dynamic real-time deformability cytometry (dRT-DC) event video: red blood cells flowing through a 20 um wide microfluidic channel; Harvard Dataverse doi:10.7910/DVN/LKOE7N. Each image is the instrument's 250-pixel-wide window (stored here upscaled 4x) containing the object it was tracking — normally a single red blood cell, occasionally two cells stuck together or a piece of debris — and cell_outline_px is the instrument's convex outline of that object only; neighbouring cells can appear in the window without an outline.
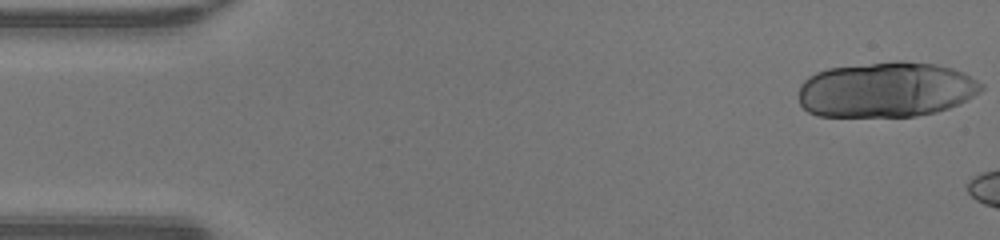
{"species": "human", "species_latin": "Homo sapiens", "temperature_condition": "warm", "stored_images_in_passage": 7, "camera_frame_rate_fps": 3000, "um_per_image_px": 0.085, "donor": {"sex": "male"}, "frame": {"image": 1, "passage_image": 1, "time_ms": 0.0, "image_size_px": [1000, 240], "cell_outline_px": [[984, 88], [980, 92], [948, 108], [936, 112], [916, 116], [816, 116], [808, 112], [800, 104], [800, 84], [804, 80], [816, 72], [828, 68], [900, 60], [936, 64], [952, 68], [984, 84]], "centroid_in_image_um": [75.3, 7.62], "position_along_channel_um": 9.7, "area_um2": 58.72}}